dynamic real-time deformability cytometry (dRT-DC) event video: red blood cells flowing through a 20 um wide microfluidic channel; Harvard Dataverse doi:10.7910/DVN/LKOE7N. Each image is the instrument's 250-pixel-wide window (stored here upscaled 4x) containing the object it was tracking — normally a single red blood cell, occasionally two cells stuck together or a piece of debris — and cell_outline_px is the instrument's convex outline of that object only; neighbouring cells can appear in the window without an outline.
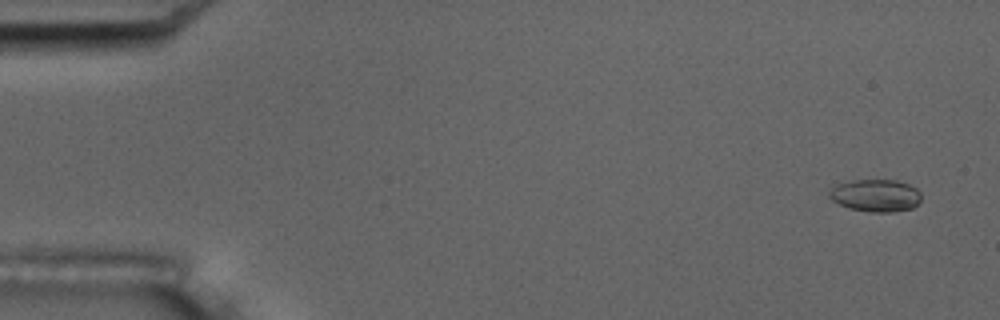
{"species": "common noctule bat (a hibernating species)", "species_latin": "Nyctalus noctula", "temperature_condition": "room temperature", "stored_images_in_passage": 5, "camera_frame_rate_fps": 3000, "um_per_image_px": 0.085, "animal": {"sex": "male", "body_mass_g": 17.5, "forearm_length_mm": 52.3}, "frame": {"image": 1, "passage_image": 1, "time_ms": 0.0, "image_size_px": [1000, 320], "cell_outline_px": [[920, 200], [912, 208], [892, 212], [872, 212], [848, 208], [832, 200], [828, 196], [828, 192], [832, 184], [852, 180], [896, 180], [908, 184], [916, 188], [920, 192]], "centroid_in_image_um": [74.37, 16.6], "position_along_channel_um": 10.6, "area_um2": 17.51}}